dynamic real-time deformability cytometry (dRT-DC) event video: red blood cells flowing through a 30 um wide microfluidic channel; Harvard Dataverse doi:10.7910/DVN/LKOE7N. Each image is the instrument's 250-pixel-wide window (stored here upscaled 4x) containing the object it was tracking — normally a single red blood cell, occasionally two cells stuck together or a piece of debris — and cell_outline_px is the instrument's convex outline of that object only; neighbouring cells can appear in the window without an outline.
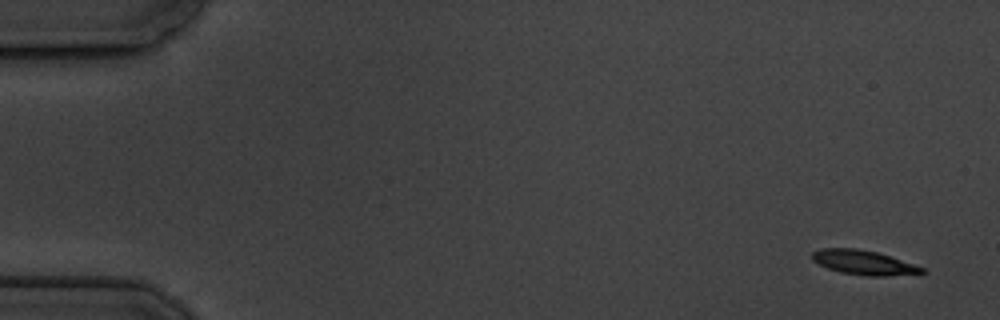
{"species": "common noctule bat (a hibernating species)", "species_latin": "Nyctalus noctula", "temperature_condition": "cold", "stored_images_in_passage": 6, "camera_frame_rate_fps": 3000, "um_per_image_px": 0.085, "animal": {"sex": "male", "body_mass_g": 19.5, "forearm_length_mm": 54.6}, "frame": {"image": 1, "passage_image": 1, "time_ms": 0.0, "image_size_px": [1000, 320], "cell_outline_px": [[928, 272], [888, 276], [864, 276], [840, 272], [828, 268], [812, 260], [812, 252], [820, 248], [856, 248], [876, 252], [924, 268]], "centroid_in_image_um": [73.37, 22.32], "position_along_channel_um": 11.6, "area_um2": 15.43}}
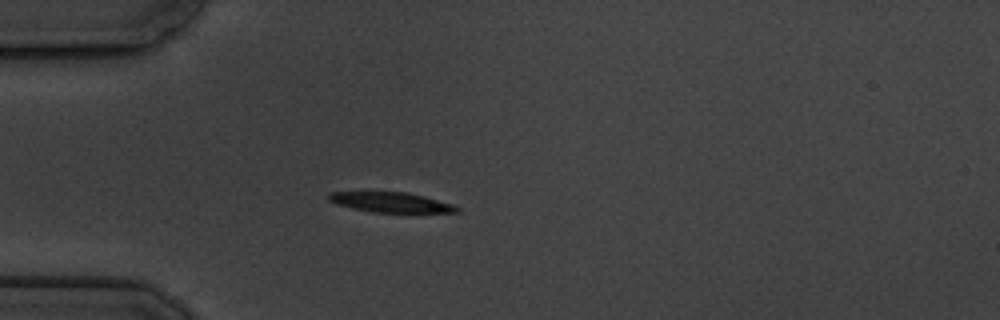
{"frame": {"image": 2, "passage_image": 5, "time_ms": 4.667, "image_size_px": [1000, 320], "cell_outline_px": [[460, 212], [372, 212], [352, 208], [336, 204], [328, 200], [328, 192], [408, 192], [424, 196], [452, 204], [460, 208]], "centroid_in_image_um": [33.21, 17.19], "position_along_channel_um": 51.8, "area_um2": 14.85}}